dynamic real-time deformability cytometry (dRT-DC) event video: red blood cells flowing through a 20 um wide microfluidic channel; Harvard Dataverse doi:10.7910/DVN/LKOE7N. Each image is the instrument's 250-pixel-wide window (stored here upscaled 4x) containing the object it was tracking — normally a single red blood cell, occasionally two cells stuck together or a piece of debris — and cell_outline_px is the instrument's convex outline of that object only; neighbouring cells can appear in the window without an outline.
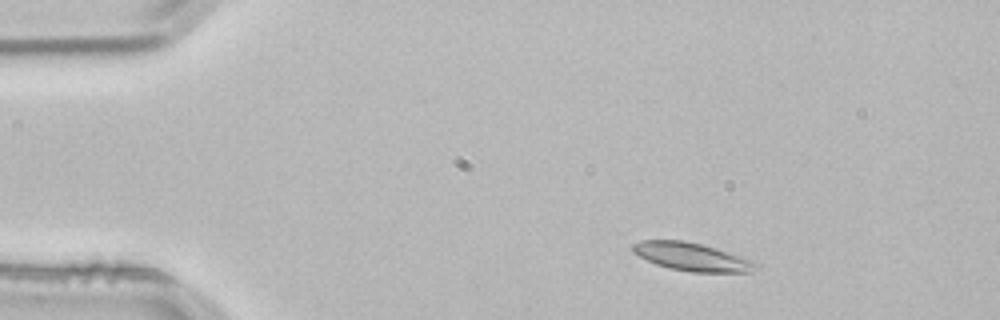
{"species": "common noctule bat (a hibernating species)", "species_latin": "Nyctalus noctula", "temperature_condition": "room temperature", "stored_images_in_passage": 46, "camera_frame_rate_fps": 3000, "um_per_image_px": 0.085, "animal": {"sex": "male", "body_mass_g": 21.5, "forearm_length_mm": 52.0}, "frame": {"image": 1, "passage_image": 1, "time_ms": 0.0, "image_size_px": [1000, 320], "cell_outline_px": [[760, 268], [748, 272], [692, 272], [668, 268], [656, 264], [632, 252], [632, 244], [640, 240], [684, 240], [700, 244], [752, 260], [760, 264]], "centroid_in_image_um": [58.8, 21.83], "position_along_channel_um": 26.2, "area_um2": 20.0}}
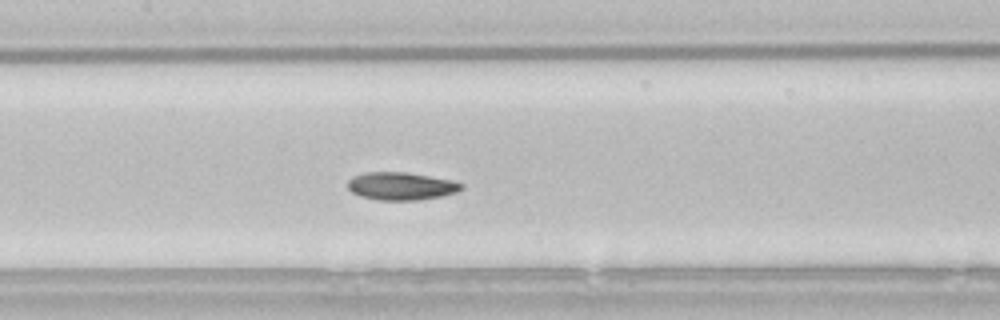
{"frame": {"image": 2, "passage_image": 18, "time_ms": 5.667, "image_size_px": [1000, 320], "cell_outline_px": [[464, 188], [456, 192], [440, 196], [420, 200], [376, 200], [360, 196], [352, 192], [348, 188], [348, 180], [352, 176], [364, 172], [408, 172], [452, 180], [464, 184]], "centroid_in_image_um": [34.09, 15.81], "position_along_channel_um": 173.3, "area_um2": 18.55}}
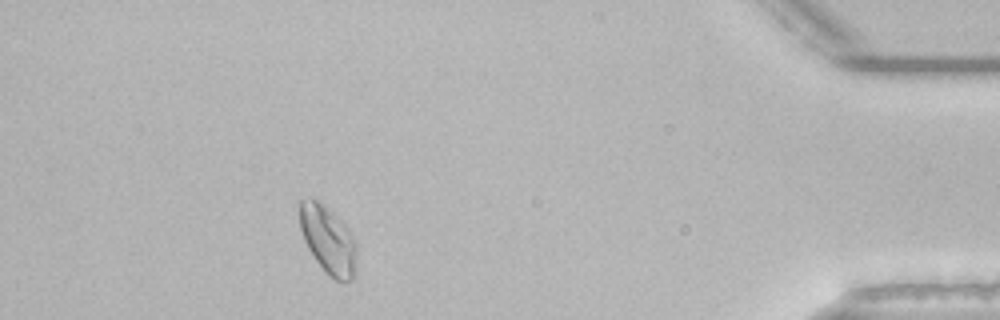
{"frame": {"image": 3, "passage_image": 41, "time_ms": 13.333, "image_size_px": [1000, 320], "cell_outline_px": [[356, 268], [352, 280], [336, 280], [328, 276], [324, 272], [308, 248], [304, 240], [300, 228], [300, 200], [316, 200], [340, 220], [352, 232], [356, 240]], "centroid_in_image_um": [27.91, 20.45], "position_along_channel_um": 407.3, "area_um2": 22.2}, "authors_computed_cell_mechanics": {"area_um2": 19.0451, "velocity_mm_per_s": 3.7756, "shape_relaxation_time_tau1_ms": 3.8726, "shape_relaxation_time_tau2_ms": 2.7403, "deformation_change_tau1": 0.1144, "deformation_change_tau2": 0.0487}}